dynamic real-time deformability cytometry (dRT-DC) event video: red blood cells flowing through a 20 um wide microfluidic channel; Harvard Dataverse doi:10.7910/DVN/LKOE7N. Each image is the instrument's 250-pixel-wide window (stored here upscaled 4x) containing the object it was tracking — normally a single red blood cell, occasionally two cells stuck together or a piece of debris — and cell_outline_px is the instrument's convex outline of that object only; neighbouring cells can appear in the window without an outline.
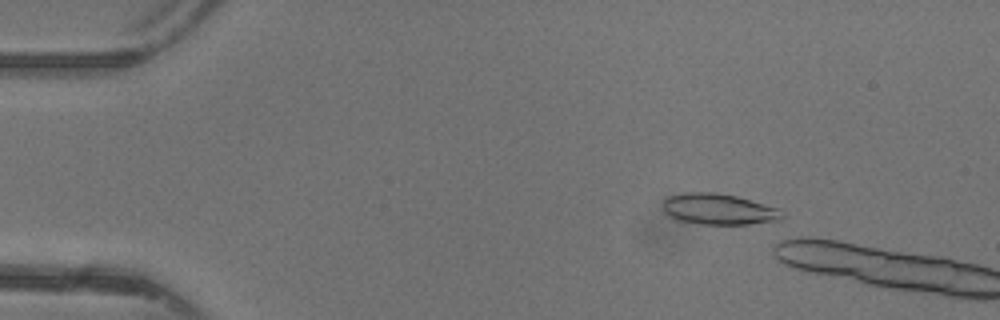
{"species": "common noctule bat (a hibernating species)", "species_latin": "Nyctalus noctula", "temperature_condition": "warm", "stored_images_in_passage": 9, "camera_frame_rate_fps": 3000, "um_per_image_px": 0.085, "animal": {"sex": "female"}, "frame": {"image": 1, "passage_image": 6, "time_ms": 1.667, "image_size_px": [1000, 320], "cell_outline_px": [[784, 220], [748, 224], [700, 224], [676, 220], [668, 216], [664, 212], [664, 200], [668, 196], [684, 192], [716, 192], [736, 196], [780, 208], [784, 212]], "centroid_in_image_um": [61.12, 17.78], "position_along_channel_um": 23.9, "area_um2": 21.85}}